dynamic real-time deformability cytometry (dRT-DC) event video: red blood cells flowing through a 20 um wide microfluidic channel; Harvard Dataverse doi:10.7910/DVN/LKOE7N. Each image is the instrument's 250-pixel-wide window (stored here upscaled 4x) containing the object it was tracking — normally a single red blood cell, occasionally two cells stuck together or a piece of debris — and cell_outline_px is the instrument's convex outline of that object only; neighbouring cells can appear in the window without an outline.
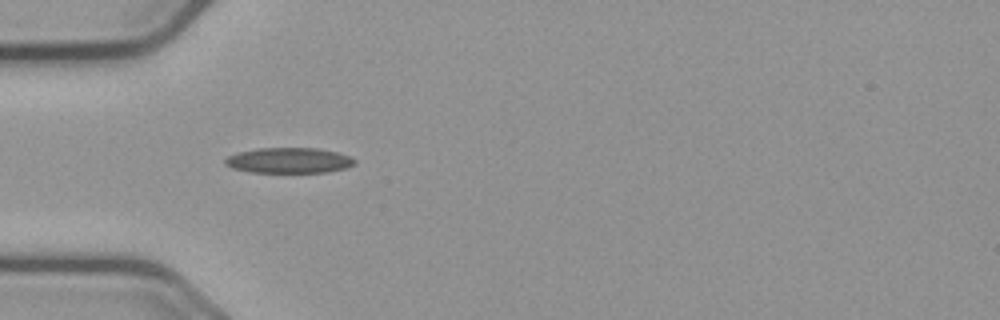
{"species": "common noctule bat (a hibernating species)", "species_latin": "Nyctalus noctula", "temperature_condition": "cold", "stored_images_in_passage": 40, "camera_frame_rate_fps": 3000, "um_per_image_px": 0.085, "animal": {"sex": "male", "body_mass_g": 23.1, "forearm_length_mm": 52.7}, "frame": {"image": 1, "passage_image": 1, "time_ms": 0.0, "image_size_px": [1000, 320], "cell_outline_px": [[356, 164], [344, 168], [328, 172], [252, 172], [232, 168], [224, 164], [224, 160], [228, 156], [236, 152], [260, 148], [316, 148], [336, 152], [348, 156], [356, 160]], "centroid_in_image_um": [24.53, 13.63], "position_along_channel_um": 60.5, "area_um2": 19.13}}
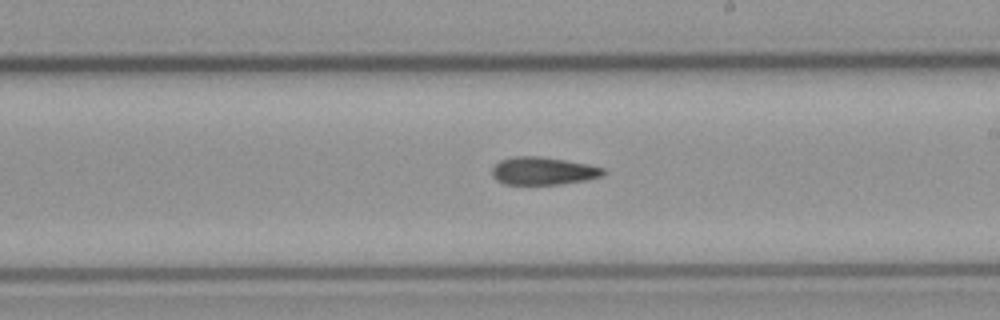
{"frame": {"image": 2, "passage_image": 16, "time_ms": 5.0, "image_size_px": [1000, 320], "cell_outline_px": [[608, 172], [600, 176], [584, 180], [560, 184], [504, 184], [496, 180], [492, 176], [492, 168], [500, 160], [516, 156], [540, 156], [588, 164], [604, 168]], "centroid_in_image_um": [46.15, 14.52], "position_along_channel_um": 242.8, "area_um2": 17.92}}
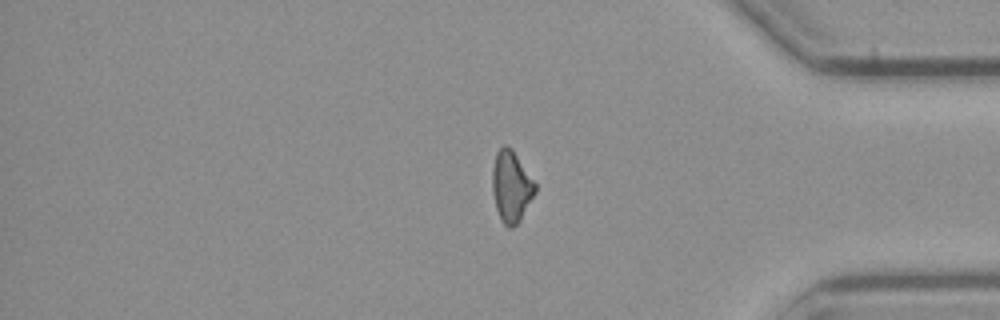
{"frame": {"image": 3, "passage_image": 30, "time_ms": 9.667, "image_size_px": [1000, 320], "cell_outline_px": [[536, 192], [520, 220], [512, 228], [508, 228], [500, 220], [496, 208], [492, 192], [492, 168], [496, 152], [504, 144], [512, 148], [536, 184]], "centroid_in_image_um": [43.44, 15.85], "position_along_channel_um": 391.8, "area_um2": 17.86}}